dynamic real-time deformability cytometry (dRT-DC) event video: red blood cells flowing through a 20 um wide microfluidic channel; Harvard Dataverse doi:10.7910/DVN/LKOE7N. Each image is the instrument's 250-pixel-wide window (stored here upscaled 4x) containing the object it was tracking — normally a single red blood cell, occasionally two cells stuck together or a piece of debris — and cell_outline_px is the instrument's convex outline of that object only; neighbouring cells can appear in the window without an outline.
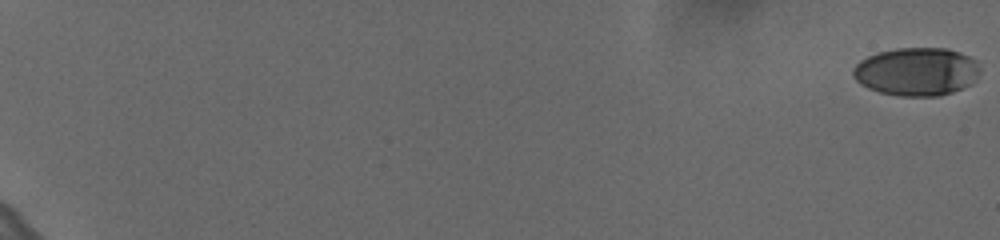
{"species": "human", "species_latin": "Homo sapiens", "temperature_condition": "cold", "stored_images_in_passage": 61, "camera_frame_rate_fps": 3000, "um_per_image_px": 0.085, "donor": {"sex": "female"}, "frame": {"image": 1, "passage_image": 1, "time_ms": 0.0, "image_size_px": [1000, 240], "cell_outline_px": [[980, 72], [968, 84], [952, 92], [940, 96], [900, 96], [880, 92], [868, 88], [860, 84], [852, 76], [852, 68], [860, 60], [868, 56], [880, 52], [896, 48], [948, 48], [960, 52], [976, 60], [980, 68]], "centroid_in_image_um": [77.88, 6.08], "position_along_channel_um": 7.1, "area_um2": 35.6}}
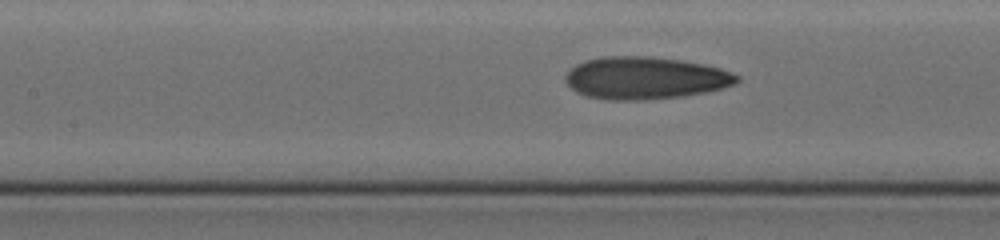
{"frame": {"image": 2, "passage_image": 33, "time_ms": 10.667, "image_size_px": [1000, 240], "cell_outline_px": [[740, 80], [736, 84], [704, 92], [680, 96], [644, 100], [608, 100], [588, 96], [576, 92], [564, 80], [564, 76], [576, 64], [584, 60], [604, 56], [648, 56], [680, 60], [704, 64], [720, 68], [732, 72], [740, 76]], "centroid_in_image_um": [54.84, 6.62], "position_along_channel_um": 152.6, "area_um2": 42.31}}
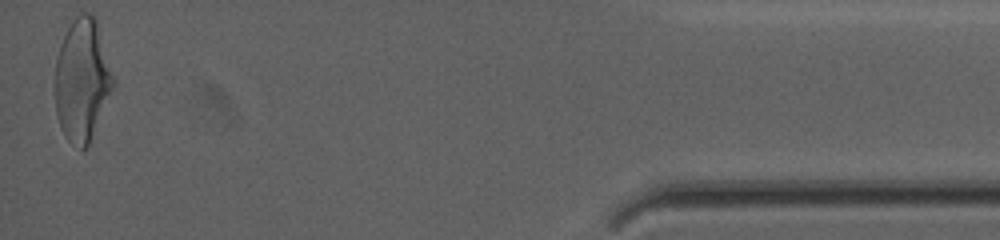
{"frame": {"image": 3, "passage_image": 61, "time_ms": 20.0, "image_size_px": [1000, 240], "cell_outline_px": [[116, 84], [88, 144], [84, 148], [80, 148], [72, 144], [68, 140], [60, 124], [56, 112], [56, 60], [60, 44], [68, 28], [76, 16], [80, 12], [88, 12], [96, 16]], "centroid_in_image_um": [7.01, 6.75], "position_along_channel_um": 428.2, "area_um2": 41.15}, "authors_computed_cell_mechanics": {"area_um2": 39.1884, "velocity_mm_per_s": 3.6302, "shape_relaxation_time_tau1_ms": 4.5953, "shape_relaxation_time_tau2_ms": 1.5632, "deformation_change_tau1": 0.1907, "deformation_change_tau2": 0.0976}}